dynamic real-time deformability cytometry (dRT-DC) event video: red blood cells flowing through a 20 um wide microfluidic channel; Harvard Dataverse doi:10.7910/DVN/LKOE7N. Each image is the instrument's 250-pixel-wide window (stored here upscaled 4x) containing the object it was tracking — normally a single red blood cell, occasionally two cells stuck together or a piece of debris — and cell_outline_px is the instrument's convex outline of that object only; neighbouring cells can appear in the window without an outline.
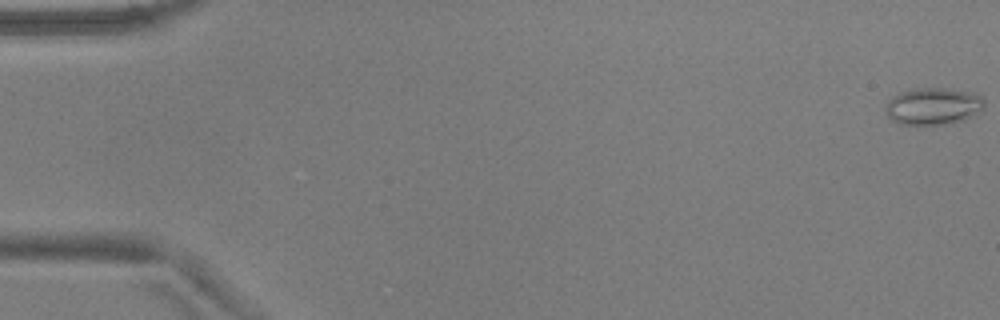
{"species": "common noctule bat (a hibernating species)", "species_latin": "Nyctalus noctula", "temperature_condition": "warm", "stored_images_in_passage": 12, "camera_frame_rate_fps": 3000, "um_per_image_px": 0.085, "animal": {"sex": "male", "body_mass_g": 17.9, "forearm_length_mm": 54.2}, "frame": {"image": 1, "passage_image": 1, "time_ms": 0.0, "image_size_px": [1000, 320], "cell_outline_px": [[984, 108], [976, 116], [964, 120], [944, 124], [900, 124], [892, 120], [888, 116], [884, 108], [888, 100], [892, 96], [900, 92], [916, 88], [944, 88], [976, 92], [984, 96]], "centroid_in_image_um": [79.37, 9.01], "position_along_channel_um": 5.6, "area_um2": 21.73}}